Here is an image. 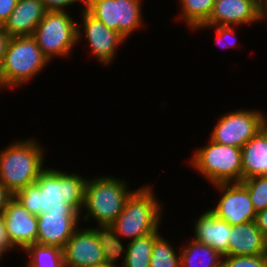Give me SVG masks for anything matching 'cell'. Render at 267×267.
Here are the masks:
<instances>
[{
    "label": "cell",
    "mask_w": 267,
    "mask_h": 267,
    "mask_svg": "<svg viewBox=\"0 0 267 267\" xmlns=\"http://www.w3.org/2000/svg\"><path fill=\"white\" fill-rule=\"evenodd\" d=\"M16 140L0 149V183L13 195L34 184L46 168V149L39 139Z\"/></svg>",
    "instance_id": "cell-2"
},
{
    "label": "cell",
    "mask_w": 267,
    "mask_h": 267,
    "mask_svg": "<svg viewBox=\"0 0 267 267\" xmlns=\"http://www.w3.org/2000/svg\"><path fill=\"white\" fill-rule=\"evenodd\" d=\"M37 244L64 248L66 242L80 227L77 212H46L37 216Z\"/></svg>",
    "instance_id": "cell-13"
},
{
    "label": "cell",
    "mask_w": 267,
    "mask_h": 267,
    "mask_svg": "<svg viewBox=\"0 0 267 267\" xmlns=\"http://www.w3.org/2000/svg\"><path fill=\"white\" fill-rule=\"evenodd\" d=\"M87 179L78 172L47 166L34 184L17 191L14 197L36 216L46 212L81 214Z\"/></svg>",
    "instance_id": "cell-1"
},
{
    "label": "cell",
    "mask_w": 267,
    "mask_h": 267,
    "mask_svg": "<svg viewBox=\"0 0 267 267\" xmlns=\"http://www.w3.org/2000/svg\"><path fill=\"white\" fill-rule=\"evenodd\" d=\"M206 211V212H205ZM194 222L193 238L197 242L211 246L222 256H228V240L231 225L219 219L209 208Z\"/></svg>",
    "instance_id": "cell-16"
},
{
    "label": "cell",
    "mask_w": 267,
    "mask_h": 267,
    "mask_svg": "<svg viewBox=\"0 0 267 267\" xmlns=\"http://www.w3.org/2000/svg\"><path fill=\"white\" fill-rule=\"evenodd\" d=\"M186 242L180 247L181 267H221L223 256L211 246L193 238Z\"/></svg>",
    "instance_id": "cell-20"
},
{
    "label": "cell",
    "mask_w": 267,
    "mask_h": 267,
    "mask_svg": "<svg viewBox=\"0 0 267 267\" xmlns=\"http://www.w3.org/2000/svg\"><path fill=\"white\" fill-rule=\"evenodd\" d=\"M4 256H6V255L3 252L0 251V262L2 261Z\"/></svg>",
    "instance_id": "cell-38"
},
{
    "label": "cell",
    "mask_w": 267,
    "mask_h": 267,
    "mask_svg": "<svg viewBox=\"0 0 267 267\" xmlns=\"http://www.w3.org/2000/svg\"><path fill=\"white\" fill-rule=\"evenodd\" d=\"M214 187L220 192V199L209 209L219 219L227 221L231 226L256 220L250 195L241 183L215 184Z\"/></svg>",
    "instance_id": "cell-11"
},
{
    "label": "cell",
    "mask_w": 267,
    "mask_h": 267,
    "mask_svg": "<svg viewBox=\"0 0 267 267\" xmlns=\"http://www.w3.org/2000/svg\"><path fill=\"white\" fill-rule=\"evenodd\" d=\"M259 20L260 22H263V20L266 22L265 20H267V0H263L259 4Z\"/></svg>",
    "instance_id": "cell-35"
},
{
    "label": "cell",
    "mask_w": 267,
    "mask_h": 267,
    "mask_svg": "<svg viewBox=\"0 0 267 267\" xmlns=\"http://www.w3.org/2000/svg\"><path fill=\"white\" fill-rule=\"evenodd\" d=\"M181 10L176 19L185 23L190 31L204 24L212 13L215 0H178ZM180 17V18H179ZM181 19V20H180Z\"/></svg>",
    "instance_id": "cell-22"
},
{
    "label": "cell",
    "mask_w": 267,
    "mask_h": 267,
    "mask_svg": "<svg viewBox=\"0 0 267 267\" xmlns=\"http://www.w3.org/2000/svg\"><path fill=\"white\" fill-rule=\"evenodd\" d=\"M18 0H0V25L8 20Z\"/></svg>",
    "instance_id": "cell-31"
},
{
    "label": "cell",
    "mask_w": 267,
    "mask_h": 267,
    "mask_svg": "<svg viewBox=\"0 0 267 267\" xmlns=\"http://www.w3.org/2000/svg\"><path fill=\"white\" fill-rule=\"evenodd\" d=\"M96 176L86 181L81 223L90 224L89 221L95 220V224H112L135 189L130 190L126 179L108 175Z\"/></svg>",
    "instance_id": "cell-4"
},
{
    "label": "cell",
    "mask_w": 267,
    "mask_h": 267,
    "mask_svg": "<svg viewBox=\"0 0 267 267\" xmlns=\"http://www.w3.org/2000/svg\"><path fill=\"white\" fill-rule=\"evenodd\" d=\"M263 254H267V242L255 221L231 226L228 255L256 256Z\"/></svg>",
    "instance_id": "cell-18"
},
{
    "label": "cell",
    "mask_w": 267,
    "mask_h": 267,
    "mask_svg": "<svg viewBox=\"0 0 267 267\" xmlns=\"http://www.w3.org/2000/svg\"><path fill=\"white\" fill-rule=\"evenodd\" d=\"M143 0H86V10L126 40L144 26ZM143 4V5H142Z\"/></svg>",
    "instance_id": "cell-8"
},
{
    "label": "cell",
    "mask_w": 267,
    "mask_h": 267,
    "mask_svg": "<svg viewBox=\"0 0 267 267\" xmlns=\"http://www.w3.org/2000/svg\"><path fill=\"white\" fill-rule=\"evenodd\" d=\"M80 227L63 248L65 267H97L105 264L103 250L90 226Z\"/></svg>",
    "instance_id": "cell-12"
},
{
    "label": "cell",
    "mask_w": 267,
    "mask_h": 267,
    "mask_svg": "<svg viewBox=\"0 0 267 267\" xmlns=\"http://www.w3.org/2000/svg\"><path fill=\"white\" fill-rule=\"evenodd\" d=\"M156 232L127 242V253L121 267H150V259L155 239L161 234Z\"/></svg>",
    "instance_id": "cell-23"
},
{
    "label": "cell",
    "mask_w": 267,
    "mask_h": 267,
    "mask_svg": "<svg viewBox=\"0 0 267 267\" xmlns=\"http://www.w3.org/2000/svg\"><path fill=\"white\" fill-rule=\"evenodd\" d=\"M264 111L244 107L226 112L218 118L210 132L209 139L223 144L242 148L263 128Z\"/></svg>",
    "instance_id": "cell-9"
},
{
    "label": "cell",
    "mask_w": 267,
    "mask_h": 267,
    "mask_svg": "<svg viewBox=\"0 0 267 267\" xmlns=\"http://www.w3.org/2000/svg\"><path fill=\"white\" fill-rule=\"evenodd\" d=\"M46 12L42 0H18L3 25L4 30L10 37L33 36L38 23Z\"/></svg>",
    "instance_id": "cell-17"
},
{
    "label": "cell",
    "mask_w": 267,
    "mask_h": 267,
    "mask_svg": "<svg viewBox=\"0 0 267 267\" xmlns=\"http://www.w3.org/2000/svg\"><path fill=\"white\" fill-rule=\"evenodd\" d=\"M80 24L78 23L77 37L79 41L86 42L90 54L101 66H109L116 60L119 47L127 40L118 32L109 29L104 23L92 16L86 9L81 11ZM82 26V28H81ZM81 28V29H80ZM84 32V33H83ZM83 37V38H82ZM114 60V61H113Z\"/></svg>",
    "instance_id": "cell-10"
},
{
    "label": "cell",
    "mask_w": 267,
    "mask_h": 267,
    "mask_svg": "<svg viewBox=\"0 0 267 267\" xmlns=\"http://www.w3.org/2000/svg\"><path fill=\"white\" fill-rule=\"evenodd\" d=\"M260 232L262 233L264 240L267 242V208L256 213L255 220Z\"/></svg>",
    "instance_id": "cell-32"
},
{
    "label": "cell",
    "mask_w": 267,
    "mask_h": 267,
    "mask_svg": "<svg viewBox=\"0 0 267 267\" xmlns=\"http://www.w3.org/2000/svg\"><path fill=\"white\" fill-rule=\"evenodd\" d=\"M44 7L47 11H67L69 7L75 4L82 6L80 10L86 9V0H42Z\"/></svg>",
    "instance_id": "cell-29"
},
{
    "label": "cell",
    "mask_w": 267,
    "mask_h": 267,
    "mask_svg": "<svg viewBox=\"0 0 267 267\" xmlns=\"http://www.w3.org/2000/svg\"><path fill=\"white\" fill-rule=\"evenodd\" d=\"M221 267H267V254L256 256H223Z\"/></svg>",
    "instance_id": "cell-28"
},
{
    "label": "cell",
    "mask_w": 267,
    "mask_h": 267,
    "mask_svg": "<svg viewBox=\"0 0 267 267\" xmlns=\"http://www.w3.org/2000/svg\"><path fill=\"white\" fill-rule=\"evenodd\" d=\"M14 195L0 183V215H2L7 208L8 202Z\"/></svg>",
    "instance_id": "cell-33"
},
{
    "label": "cell",
    "mask_w": 267,
    "mask_h": 267,
    "mask_svg": "<svg viewBox=\"0 0 267 267\" xmlns=\"http://www.w3.org/2000/svg\"><path fill=\"white\" fill-rule=\"evenodd\" d=\"M172 245L160 234L154 241L150 267H181L180 248Z\"/></svg>",
    "instance_id": "cell-25"
},
{
    "label": "cell",
    "mask_w": 267,
    "mask_h": 267,
    "mask_svg": "<svg viewBox=\"0 0 267 267\" xmlns=\"http://www.w3.org/2000/svg\"><path fill=\"white\" fill-rule=\"evenodd\" d=\"M3 218L9 239L18 251L36 243L37 216L30 213L15 197L8 202Z\"/></svg>",
    "instance_id": "cell-15"
},
{
    "label": "cell",
    "mask_w": 267,
    "mask_h": 267,
    "mask_svg": "<svg viewBox=\"0 0 267 267\" xmlns=\"http://www.w3.org/2000/svg\"><path fill=\"white\" fill-rule=\"evenodd\" d=\"M17 248L11 243L7 229L5 220L3 218V214L0 215V251L3 252L5 255L8 252H12L13 250H16Z\"/></svg>",
    "instance_id": "cell-30"
},
{
    "label": "cell",
    "mask_w": 267,
    "mask_h": 267,
    "mask_svg": "<svg viewBox=\"0 0 267 267\" xmlns=\"http://www.w3.org/2000/svg\"><path fill=\"white\" fill-rule=\"evenodd\" d=\"M189 162L211 184L240 183L243 180L241 148L208 140L194 149Z\"/></svg>",
    "instance_id": "cell-6"
},
{
    "label": "cell",
    "mask_w": 267,
    "mask_h": 267,
    "mask_svg": "<svg viewBox=\"0 0 267 267\" xmlns=\"http://www.w3.org/2000/svg\"><path fill=\"white\" fill-rule=\"evenodd\" d=\"M26 267H65L63 249L57 246L30 244L23 249Z\"/></svg>",
    "instance_id": "cell-24"
},
{
    "label": "cell",
    "mask_w": 267,
    "mask_h": 267,
    "mask_svg": "<svg viewBox=\"0 0 267 267\" xmlns=\"http://www.w3.org/2000/svg\"><path fill=\"white\" fill-rule=\"evenodd\" d=\"M91 229L94 231L98 242L102 247L105 264L120 267L121 265H118L120 264V260L123 265L127 253V243L123 242V240L116 234L113 225L97 224L96 227H91Z\"/></svg>",
    "instance_id": "cell-21"
},
{
    "label": "cell",
    "mask_w": 267,
    "mask_h": 267,
    "mask_svg": "<svg viewBox=\"0 0 267 267\" xmlns=\"http://www.w3.org/2000/svg\"><path fill=\"white\" fill-rule=\"evenodd\" d=\"M154 190L152 184H144L127 198L123 211L112 223L122 240L132 241L161 229L164 202L159 200Z\"/></svg>",
    "instance_id": "cell-3"
},
{
    "label": "cell",
    "mask_w": 267,
    "mask_h": 267,
    "mask_svg": "<svg viewBox=\"0 0 267 267\" xmlns=\"http://www.w3.org/2000/svg\"><path fill=\"white\" fill-rule=\"evenodd\" d=\"M48 64L33 36L10 37L0 68V90L21 88L42 74Z\"/></svg>",
    "instance_id": "cell-5"
},
{
    "label": "cell",
    "mask_w": 267,
    "mask_h": 267,
    "mask_svg": "<svg viewBox=\"0 0 267 267\" xmlns=\"http://www.w3.org/2000/svg\"><path fill=\"white\" fill-rule=\"evenodd\" d=\"M263 127L267 130V114L264 112Z\"/></svg>",
    "instance_id": "cell-36"
},
{
    "label": "cell",
    "mask_w": 267,
    "mask_h": 267,
    "mask_svg": "<svg viewBox=\"0 0 267 267\" xmlns=\"http://www.w3.org/2000/svg\"><path fill=\"white\" fill-rule=\"evenodd\" d=\"M68 11H47L38 23L33 37L50 61L54 58H70L74 46L78 45V22Z\"/></svg>",
    "instance_id": "cell-7"
},
{
    "label": "cell",
    "mask_w": 267,
    "mask_h": 267,
    "mask_svg": "<svg viewBox=\"0 0 267 267\" xmlns=\"http://www.w3.org/2000/svg\"><path fill=\"white\" fill-rule=\"evenodd\" d=\"M259 0H215L206 26H252L259 23Z\"/></svg>",
    "instance_id": "cell-14"
},
{
    "label": "cell",
    "mask_w": 267,
    "mask_h": 267,
    "mask_svg": "<svg viewBox=\"0 0 267 267\" xmlns=\"http://www.w3.org/2000/svg\"><path fill=\"white\" fill-rule=\"evenodd\" d=\"M240 183L247 189L256 213L267 208V176H254Z\"/></svg>",
    "instance_id": "cell-26"
},
{
    "label": "cell",
    "mask_w": 267,
    "mask_h": 267,
    "mask_svg": "<svg viewBox=\"0 0 267 267\" xmlns=\"http://www.w3.org/2000/svg\"><path fill=\"white\" fill-rule=\"evenodd\" d=\"M97 267H115V266H112V265H108V264H102V265H99Z\"/></svg>",
    "instance_id": "cell-37"
},
{
    "label": "cell",
    "mask_w": 267,
    "mask_h": 267,
    "mask_svg": "<svg viewBox=\"0 0 267 267\" xmlns=\"http://www.w3.org/2000/svg\"><path fill=\"white\" fill-rule=\"evenodd\" d=\"M243 179L267 176V130L263 127L242 148Z\"/></svg>",
    "instance_id": "cell-19"
},
{
    "label": "cell",
    "mask_w": 267,
    "mask_h": 267,
    "mask_svg": "<svg viewBox=\"0 0 267 267\" xmlns=\"http://www.w3.org/2000/svg\"><path fill=\"white\" fill-rule=\"evenodd\" d=\"M9 39H10V36L4 30L3 25H0V68L3 63L4 54H5Z\"/></svg>",
    "instance_id": "cell-34"
},
{
    "label": "cell",
    "mask_w": 267,
    "mask_h": 267,
    "mask_svg": "<svg viewBox=\"0 0 267 267\" xmlns=\"http://www.w3.org/2000/svg\"><path fill=\"white\" fill-rule=\"evenodd\" d=\"M215 28V29H214ZM238 26H206V25H199L193 32L201 31V30H212L215 31V38L216 44L222 45L220 46L222 49L224 48H235L238 45H240L239 40H237V30Z\"/></svg>",
    "instance_id": "cell-27"
}]
</instances>
